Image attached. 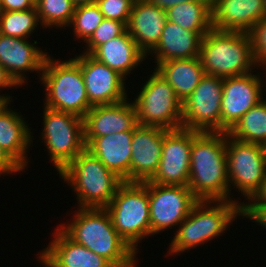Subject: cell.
Returning a JSON list of instances; mask_svg holds the SVG:
<instances>
[{"mask_svg":"<svg viewBox=\"0 0 266 267\" xmlns=\"http://www.w3.org/2000/svg\"><path fill=\"white\" fill-rule=\"evenodd\" d=\"M227 133L198 132L192 135L188 188L198 200L229 201Z\"/></svg>","mask_w":266,"mask_h":267,"instance_id":"cell-1","label":"cell"},{"mask_svg":"<svg viewBox=\"0 0 266 267\" xmlns=\"http://www.w3.org/2000/svg\"><path fill=\"white\" fill-rule=\"evenodd\" d=\"M75 218L60 229L75 243L104 257L114 267H136V253L115 230L105 208H78Z\"/></svg>","mask_w":266,"mask_h":267,"instance_id":"cell-2","label":"cell"},{"mask_svg":"<svg viewBox=\"0 0 266 267\" xmlns=\"http://www.w3.org/2000/svg\"><path fill=\"white\" fill-rule=\"evenodd\" d=\"M199 59L206 74L221 78L251 73L256 66L247 32L212 28L201 39Z\"/></svg>","mask_w":266,"mask_h":267,"instance_id":"cell-3","label":"cell"},{"mask_svg":"<svg viewBox=\"0 0 266 267\" xmlns=\"http://www.w3.org/2000/svg\"><path fill=\"white\" fill-rule=\"evenodd\" d=\"M59 176L74 189L80 208H106L124 182L86 148Z\"/></svg>","mask_w":266,"mask_h":267,"instance_id":"cell-4","label":"cell"},{"mask_svg":"<svg viewBox=\"0 0 266 267\" xmlns=\"http://www.w3.org/2000/svg\"><path fill=\"white\" fill-rule=\"evenodd\" d=\"M214 202H218V205L215 206ZM211 203L214 206L210 205ZM239 204L236 200H199L179 225L180 228L169 245V252L178 254L185 250L189 251L191 248L217 238L216 236L221 235L236 216H242V206Z\"/></svg>","mask_w":266,"mask_h":267,"instance_id":"cell-5","label":"cell"},{"mask_svg":"<svg viewBox=\"0 0 266 267\" xmlns=\"http://www.w3.org/2000/svg\"><path fill=\"white\" fill-rule=\"evenodd\" d=\"M40 75L47 92L44 107L81 118L93 107L88 100L81 67L74 58L58 63L48 55Z\"/></svg>","mask_w":266,"mask_h":267,"instance_id":"cell-6","label":"cell"},{"mask_svg":"<svg viewBox=\"0 0 266 267\" xmlns=\"http://www.w3.org/2000/svg\"><path fill=\"white\" fill-rule=\"evenodd\" d=\"M118 235L135 251L150 236L148 181L123 182L105 208Z\"/></svg>","mask_w":266,"mask_h":267,"instance_id":"cell-7","label":"cell"},{"mask_svg":"<svg viewBox=\"0 0 266 267\" xmlns=\"http://www.w3.org/2000/svg\"><path fill=\"white\" fill-rule=\"evenodd\" d=\"M141 89L133 101L139 125L166 130L182 128V101L159 72L155 70Z\"/></svg>","mask_w":266,"mask_h":267,"instance_id":"cell-8","label":"cell"},{"mask_svg":"<svg viewBox=\"0 0 266 267\" xmlns=\"http://www.w3.org/2000/svg\"><path fill=\"white\" fill-rule=\"evenodd\" d=\"M42 138L51 161L61 172L85 148L84 120L72 113L44 108Z\"/></svg>","mask_w":266,"mask_h":267,"instance_id":"cell-9","label":"cell"},{"mask_svg":"<svg viewBox=\"0 0 266 267\" xmlns=\"http://www.w3.org/2000/svg\"><path fill=\"white\" fill-rule=\"evenodd\" d=\"M226 157L229 184L236 186L250 201L266 178L263 146L237 140L227 133Z\"/></svg>","mask_w":266,"mask_h":267,"instance_id":"cell-10","label":"cell"},{"mask_svg":"<svg viewBox=\"0 0 266 267\" xmlns=\"http://www.w3.org/2000/svg\"><path fill=\"white\" fill-rule=\"evenodd\" d=\"M223 78L205 74L182 102V128L198 132H221Z\"/></svg>","mask_w":266,"mask_h":267,"instance_id":"cell-11","label":"cell"},{"mask_svg":"<svg viewBox=\"0 0 266 267\" xmlns=\"http://www.w3.org/2000/svg\"><path fill=\"white\" fill-rule=\"evenodd\" d=\"M150 235L180 225L199 201L188 186L151 183L148 180Z\"/></svg>","mask_w":266,"mask_h":267,"instance_id":"cell-12","label":"cell"},{"mask_svg":"<svg viewBox=\"0 0 266 267\" xmlns=\"http://www.w3.org/2000/svg\"><path fill=\"white\" fill-rule=\"evenodd\" d=\"M195 130L184 128L164 129L162 154L157 172L151 183L171 186H188L192 135Z\"/></svg>","mask_w":266,"mask_h":267,"instance_id":"cell-13","label":"cell"},{"mask_svg":"<svg viewBox=\"0 0 266 267\" xmlns=\"http://www.w3.org/2000/svg\"><path fill=\"white\" fill-rule=\"evenodd\" d=\"M261 81L254 73L223 78L221 132L228 133L250 108L263 100Z\"/></svg>","mask_w":266,"mask_h":267,"instance_id":"cell-14","label":"cell"},{"mask_svg":"<svg viewBox=\"0 0 266 267\" xmlns=\"http://www.w3.org/2000/svg\"><path fill=\"white\" fill-rule=\"evenodd\" d=\"M81 67L89 103L92 106L114 104L126 99L125 78L93 58L83 53L74 58Z\"/></svg>","mask_w":266,"mask_h":267,"instance_id":"cell-15","label":"cell"},{"mask_svg":"<svg viewBox=\"0 0 266 267\" xmlns=\"http://www.w3.org/2000/svg\"><path fill=\"white\" fill-rule=\"evenodd\" d=\"M84 141L87 146L94 138L133 131L138 125L136 108L127 98L114 104L95 105L84 116Z\"/></svg>","mask_w":266,"mask_h":267,"instance_id":"cell-16","label":"cell"},{"mask_svg":"<svg viewBox=\"0 0 266 267\" xmlns=\"http://www.w3.org/2000/svg\"><path fill=\"white\" fill-rule=\"evenodd\" d=\"M164 129L137 125L132 135L130 182L150 180L157 172L162 154Z\"/></svg>","mask_w":266,"mask_h":267,"instance_id":"cell-17","label":"cell"},{"mask_svg":"<svg viewBox=\"0 0 266 267\" xmlns=\"http://www.w3.org/2000/svg\"><path fill=\"white\" fill-rule=\"evenodd\" d=\"M47 57L27 39L0 34V65L18 86L26 80L24 71L41 72Z\"/></svg>","mask_w":266,"mask_h":267,"instance_id":"cell-18","label":"cell"},{"mask_svg":"<svg viewBox=\"0 0 266 267\" xmlns=\"http://www.w3.org/2000/svg\"><path fill=\"white\" fill-rule=\"evenodd\" d=\"M212 28L249 32L265 15L264 0H211Z\"/></svg>","mask_w":266,"mask_h":267,"instance_id":"cell-19","label":"cell"},{"mask_svg":"<svg viewBox=\"0 0 266 267\" xmlns=\"http://www.w3.org/2000/svg\"><path fill=\"white\" fill-rule=\"evenodd\" d=\"M166 11L148 0H135L127 23V31L147 56L158 44L164 28Z\"/></svg>","mask_w":266,"mask_h":267,"instance_id":"cell-20","label":"cell"},{"mask_svg":"<svg viewBox=\"0 0 266 267\" xmlns=\"http://www.w3.org/2000/svg\"><path fill=\"white\" fill-rule=\"evenodd\" d=\"M40 257L50 267H114L104 257L75 243L60 228L57 229L51 244L41 252Z\"/></svg>","mask_w":266,"mask_h":267,"instance_id":"cell-21","label":"cell"},{"mask_svg":"<svg viewBox=\"0 0 266 267\" xmlns=\"http://www.w3.org/2000/svg\"><path fill=\"white\" fill-rule=\"evenodd\" d=\"M133 131H124L94 138L86 149L110 171L125 182H130Z\"/></svg>","mask_w":266,"mask_h":267,"instance_id":"cell-22","label":"cell"},{"mask_svg":"<svg viewBox=\"0 0 266 267\" xmlns=\"http://www.w3.org/2000/svg\"><path fill=\"white\" fill-rule=\"evenodd\" d=\"M206 33L188 31L176 23L166 21L160 40L150 53H154L157 64L167 60L199 57L201 39Z\"/></svg>","mask_w":266,"mask_h":267,"instance_id":"cell-23","label":"cell"},{"mask_svg":"<svg viewBox=\"0 0 266 267\" xmlns=\"http://www.w3.org/2000/svg\"><path fill=\"white\" fill-rule=\"evenodd\" d=\"M90 55L97 61L106 64L124 78L146 56L139 49L127 30L122 35L99 45Z\"/></svg>","mask_w":266,"mask_h":267,"instance_id":"cell-24","label":"cell"},{"mask_svg":"<svg viewBox=\"0 0 266 267\" xmlns=\"http://www.w3.org/2000/svg\"><path fill=\"white\" fill-rule=\"evenodd\" d=\"M9 104L0 110V147L24 169L28 162L25 155L33 136L24 118L8 109Z\"/></svg>","mask_w":266,"mask_h":267,"instance_id":"cell-25","label":"cell"},{"mask_svg":"<svg viewBox=\"0 0 266 267\" xmlns=\"http://www.w3.org/2000/svg\"><path fill=\"white\" fill-rule=\"evenodd\" d=\"M155 70L174 88L176 96L182 102L206 74L199 57L160 62Z\"/></svg>","mask_w":266,"mask_h":267,"instance_id":"cell-26","label":"cell"},{"mask_svg":"<svg viewBox=\"0 0 266 267\" xmlns=\"http://www.w3.org/2000/svg\"><path fill=\"white\" fill-rule=\"evenodd\" d=\"M166 18L188 31L209 32L212 29L211 0L179 3L166 10Z\"/></svg>","mask_w":266,"mask_h":267,"instance_id":"cell-27","label":"cell"},{"mask_svg":"<svg viewBox=\"0 0 266 267\" xmlns=\"http://www.w3.org/2000/svg\"><path fill=\"white\" fill-rule=\"evenodd\" d=\"M228 134L237 140L263 146L266 143V100L250 108Z\"/></svg>","mask_w":266,"mask_h":267,"instance_id":"cell-28","label":"cell"},{"mask_svg":"<svg viewBox=\"0 0 266 267\" xmlns=\"http://www.w3.org/2000/svg\"><path fill=\"white\" fill-rule=\"evenodd\" d=\"M38 22L36 7L24 11H0V34L27 39Z\"/></svg>","mask_w":266,"mask_h":267,"instance_id":"cell-29","label":"cell"},{"mask_svg":"<svg viewBox=\"0 0 266 267\" xmlns=\"http://www.w3.org/2000/svg\"><path fill=\"white\" fill-rule=\"evenodd\" d=\"M35 7L40 23L45 27L70 25L75 11L72 0H35Z\"/></svg>","mask_w":266,"mask_h":267,"instance_id":"cell-30","label":"cell"},{"mask_svg":"<svg viewBox=\"0 0 266 267\" xmlns=\"http://www.w3.org/2000/svg\"><path fill=\"white\" fill-rule=\"evenodd\" d=\"M103 19L104 15L96 3L82 5L75 7L70 25L74 26L76 38L87 42Z\"/></svg>","mask_w":266,"mask_h":267,"instance_id":"cell-31","label":"cell"},{"mask_svg":"<svg viewBox=\"0 0 266 267\" xmlns=\"http://www.w3.org/2000/svg\"><path fill=\"white\" fill-rule=\"evenodd\" d=\"M126 30L124 22L104 18L90 39L85 42L88 47L84 53L91 54L99 45L122 35Z\"/></svg>","mask_w":266,"mask_h":267,"instance_id":"cell-32","label":"cell"},{"mask_svg":"<svg viewBox=\"0 0 266 267\" xmlns=\"http://www.w3.org/2000/svg\"><path fill=\"white\" fill-rule=\"evenodd\" d=\"M135 0H97L101 13L105 19L124 22L129 21L132 6Z\"/></svg>","mask_w":266,"mask_h":267,"instance_id":"cell-33","label":"cell"},{"mask_svg":"<svg viewBox=\"0 0 266 267\" xmlns=\"http://www.w3.org/2000/svg\"><path fill=\"white\" fill-rule=\"evenodd\" d=\"M256 65L266 67V15L248 32Z\"/></svg>","mask_w":266,"mask_h":267,"instance_id":"cell-34","label":"cell"},{"mask_svg":"<svg viewBox=\"0 0 266 267\" xmlns=\"http://www.w3.org/2000/svg\"><path fill=\"white\" fill-rule=\"evenodd\" d=\"M242 206V215L250 220L259 223L266 229V203H247L240 204Z\"/></svg>","mask_w":266,"mask_h":267,"instance_id":"cell-35","label":"cell"},{"mask_svg":"<svg viewBox=\"0 0 266 267\" xmlns=\"http://www.w3.org/2000/svg\"><path fill=\"white\" fill-rule=\"evenodd\" d=\"M35 8V0H0V11H24Z\"/></svg>","mask_w":266,"mask_h":267,"instance_id":"cell-36","label":"cell"},{"mask_svg":"<svg viewBox=\"0 0 266 267\" xmlns=\"http://www.w3.org/2000/svg\"><path fill=\"white\" fill-rule=\"evenodd\" d=\"M22 170L23 168L0 147V176L1 174L21 172Z\"/></svg>","mask_w":266,"mask_h":267,"instance_id":"cell-37","label":"cell"},{"mask_svg":"<svg viewBox=\"0 0 266 267\" xmlns=\"http://www.w3.org/2000/svg\"><path fill=\"white\" fill-rule=\"evenodd\" d=\"M148 1L166 11L172 8L173 6H176L179 3L199 1V0H148Z\"/></svg>","mask_w":266,"mask_h":267,"instance_id":"cell-38","label":"cell"},{"mask_svg":"<svg viewBox=\"0 0 266 267\" xmlns=\"http://www.w3.org/2000/svg\"><path fill=\"white\" fill-rule=\"evenodd\" d=\"M18 86L14 80L8 75L6 70L0 65V88Z\"/></svg>","mask_w":266,"mask_h":267,"instance_id":"cell-39","label":"cell"},{"mask_svg":"<svg viewBox=\"0 0 266 267\" xmlns=\"http://www.w3.org/2000/svg\"><path fill=\"white\" fill-rule=\"evenodd\" d=\"M252 203H266V178L264 179L260 190L251 199Z\"/></svg>","mask_w":266,"mask_h":267,"instance_id":"cell-40","label":"cell"},{"mask_svg":"<svg viewBox=\"0 0 266 267\" xmlns=\"http://www.w3.org/2000/svg\"><path fill=\"white\" fill-rule=\"evenodd\" d=\"M97 0H72L75 7L96 3Z\"/></svg>","mask_w":266,"mask_h":267,"instance_id":"cell-41","label":"cell"},{"mask_svg":"<svg viewBox=\"0 0 266 267\" xmlns=\"http://www.w3.org/2000/svg\"><path fill=\"white\" fill-rule=\"evenodd\" d=\"M9 102H11L9 96L0 95V110L4 108Z\"/></svg>","mask_w":266,"mask_h":267,"instance_id":"cell-42","label":"cell"},{"mask_svg":"<svg viewBox=\"0 0 266 267\" xmlns=\"http://www.w3.org/2000/svg\"><path fill=\"white\" fill-rule=\"evenodd\" d=\"M39 259L42 261V263L45 267H50L40 256H39Z\"/></svg>","mask_w":266,"mask_h":267,"instance_id":"cell-43","label":"cell"},{"mask_svg":"<svg viewBox=\"0 0 266 267\" xmlns=\"http://www.w3.org/2000/svg\"><path fill=\"white\" fill-rule=\"evenodd\" d=\"M264 153H265V159H266V143L263 145Z\"/></svg>","mask_w":266,"mask_h":267,"instance_id":"cell-44","label":"cell"},{"mask_svg":"<svg viewBox=\"0 0 266 267\" xmlns=\"http://www.w3.org/2000/svg\"><path fill=\"white\" fill-rule=\"evenodd\" d=\"M265 12H266V0H264Z\"/></svg>","mask_w":266,"mask_h":267,"instance_id":"cell-45","label":"cell"}]
</instances>
